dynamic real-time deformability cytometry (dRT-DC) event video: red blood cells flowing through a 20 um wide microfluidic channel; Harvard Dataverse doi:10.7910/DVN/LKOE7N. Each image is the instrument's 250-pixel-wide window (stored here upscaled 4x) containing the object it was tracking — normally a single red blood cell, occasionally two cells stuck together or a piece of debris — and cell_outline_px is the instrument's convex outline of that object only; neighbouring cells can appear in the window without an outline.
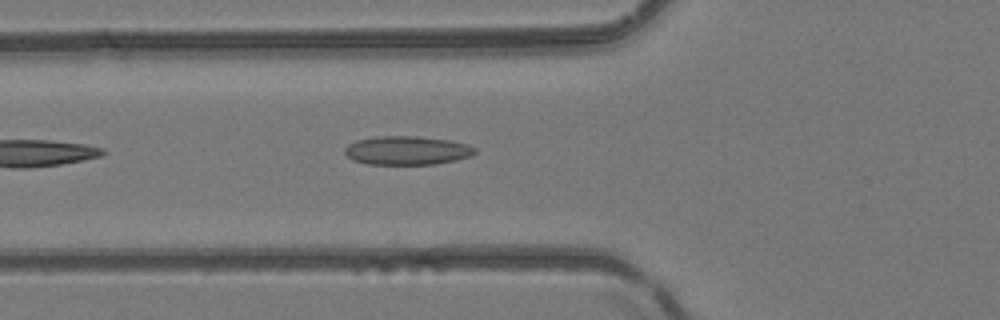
{"species": "common noctule bat (a hibernating species)", "species_latin": "Nyctalus noctula", "temperature_condition": "room temperature", "stored_images_in_passage": 9, "camera_frame_rate_fps": 3000, "um_per_image_px": 0.085, "animal": {"sex": "female", "body_mass_g": 24.6, "forearm_length_mm": 56.2}, "frame": {"image": 1, "passage_image": 2, "time_ms": 0.333, "image_size_px": [1000, 320], "cell_outline_px": [[476, 152], [472, 156], [456, 160], [432, 164], [368, 164], [352, 160], [344, 152], [344, 148], [348, 144], [356, 140], [376, 136], [416, 136], [448, 140], [468, 144], [476, 148]], "centroid_in_image_um": [34.59, 12.78], "position_along_channel_um": 91.2, "area_um2": 21.85}}
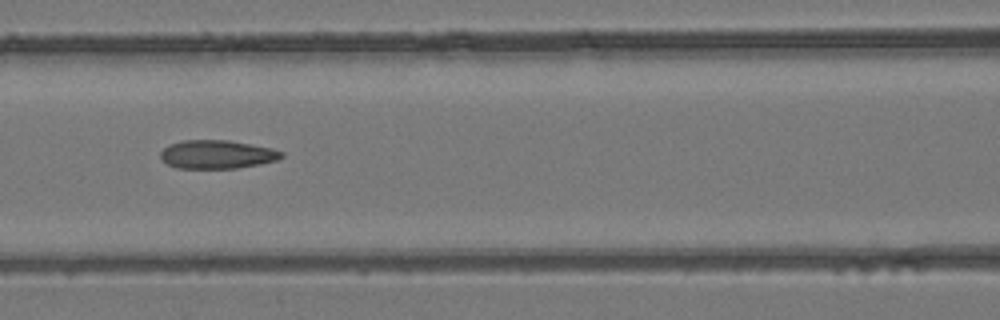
{"frame": {"image": 2, "passage_image": 6, "time_ms": 1.667, "image_size_px": [1000, 320], "cell_outline_px": [[284, 156], [276, 160], [260, 164], [236, 168], [176, 168], [168, 164], [160, 156], [160, 152], [168, 144], [184, 140], [228, 140], [272, 148], [284, 152]], "centroid_in_image_um": [18.45, 13.12], "position_along_channel_um": 148.1, "area_um2": 20.06}}